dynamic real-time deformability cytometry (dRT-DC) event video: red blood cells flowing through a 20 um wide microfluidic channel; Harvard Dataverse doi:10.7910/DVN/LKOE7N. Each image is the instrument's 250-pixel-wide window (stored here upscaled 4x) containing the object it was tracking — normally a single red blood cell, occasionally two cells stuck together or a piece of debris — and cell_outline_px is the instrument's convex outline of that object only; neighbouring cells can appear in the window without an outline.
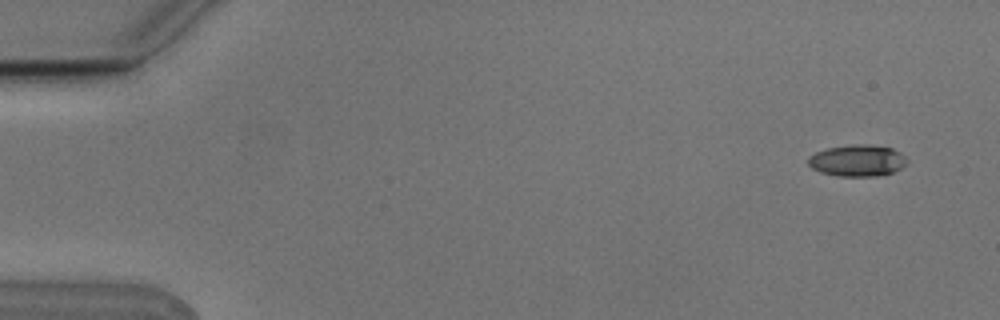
{"species": "Egyptian fruit bat (a non-hibernating species)", "species_latin": "Rousettus aegyptiacus", "temperature_condition": "cold", "stored_images_in_passage": 8, "camera_frame_rate_fps": 3000, "um_per_image_px": 0.085, "animal": {"sex": "male"}, "frame": {"image": 1, "passage_image": 1, "time_ms": 0.0, "image_size_px": [1000, 320], "cell_outline_px": [[908, 164], [892, 172], [876, 176], [840, 176], [820, 172], [812, 168], [808, 164], [808, 156], [816, 152], [828, 148], [860, 144], [868, 144], [892, 148], [900, 152], [908, 160]], "centroid_in_image_um": [72.89, 13.65], "position_along_channel_um": 12.1, "area_um2": 18.09}}
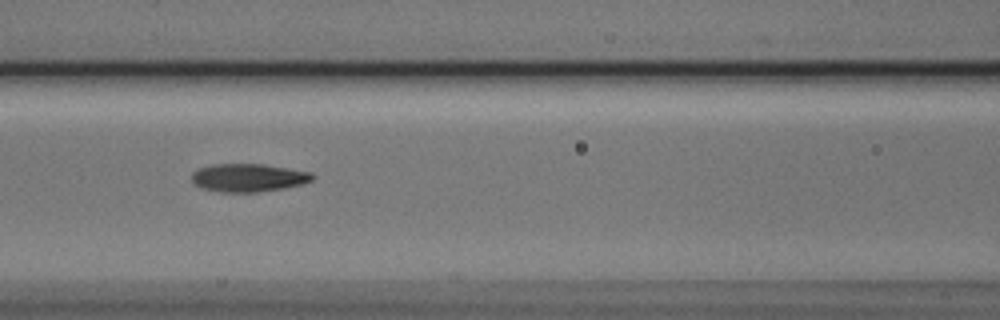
{"frame": {"image": 2, "passage_image": 7, "time_ms": 2.0, "image_size_px": [1000, 320], "cell_outline_px": [[312, 180], [304, 184], [284, 188], [260, 192], [220, 192], [200, 188], [192, 180], [192, 172], [200, 168], [212, 164], [264, 164], [312, 172]], "centroid_in_image_um": [21.11, 15.11], "position_along_channel_um": 145.5, "area_um2": 19.83}}
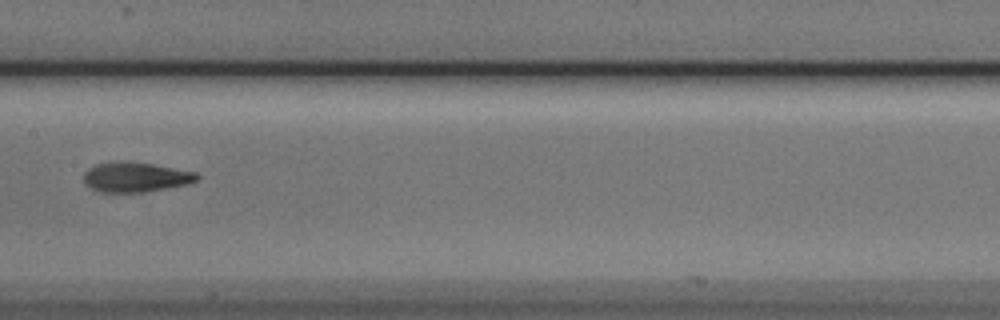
{"frame": {"image": 3, "passage_image": 8, "time_ms": 2.333, "image_size_px": [1000, 320], "cell_outline_px": [[200, 176], [196, 180], [188, 184], [144, 192], [100, 192], [92, 188], [84, 180], [84, 172], [88, 168], [96, 164], [124, 160], [152, 164], [196, 172]], "centroid_in_image_um": [11.52, 15.04], "position_along_channel_um": 195.9, "area_um2": 19.59}}